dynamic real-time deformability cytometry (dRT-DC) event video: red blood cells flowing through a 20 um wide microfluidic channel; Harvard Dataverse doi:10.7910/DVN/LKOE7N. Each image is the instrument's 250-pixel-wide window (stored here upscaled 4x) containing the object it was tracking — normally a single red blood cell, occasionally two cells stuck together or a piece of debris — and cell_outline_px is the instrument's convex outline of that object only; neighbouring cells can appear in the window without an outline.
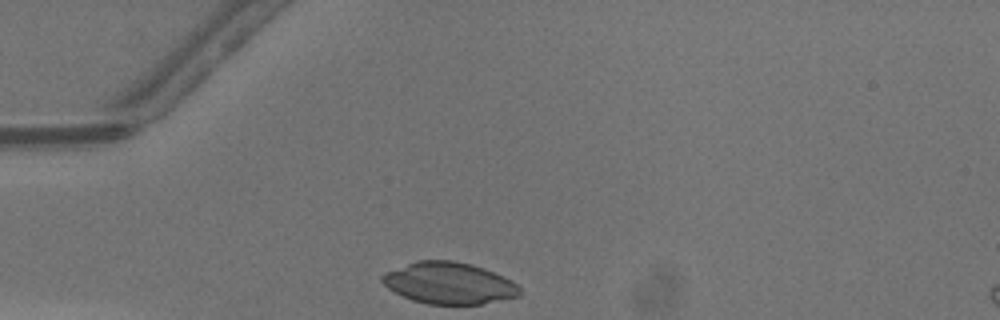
{"species": "common noctule bat (a hibernating species)", "species_latin": "Nyctalus noctula", "temperature_condition": "warm", "stored_images_in_passage": 26, "camera_frame_rate_fps": 3000, "um_per_image_px": 0.085, "animal": {"sex": "male", "body_mass_g": 13.3}, "frame": {"image": 1, "passage_image": 1, "time_ms": 0.0, "image_size_px": [1000, 320], "cell_outline_px": [[520, 296], [480, 304], [428, 304], [412, 300], [388, 288], [380, 280], [380, 276], [384, 272], [416, 260], [452, 260], [472, 264], [484, 268], [504, 276], [512, 280], [520, 288]], "centroid_in_image_um": [38.16, 24.05], "position_along_channel_um": 46.8, "area_um2": 33.47}}
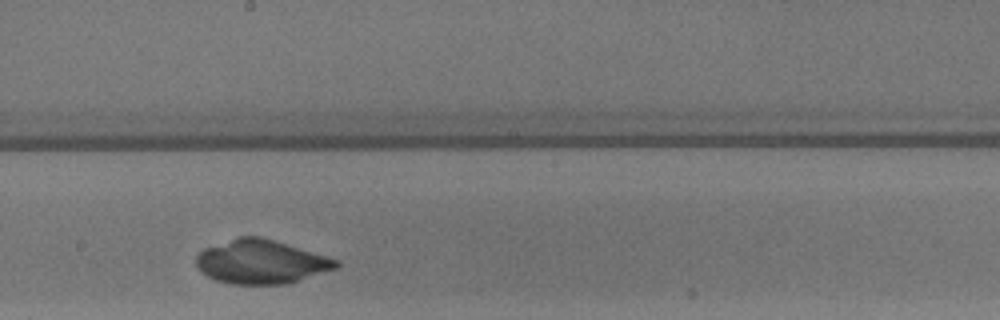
{"frame": {"image": 2, "passage_image": 15, "time_ms": 4.667, "image_size_px": [1000, 320], "cell_outline_px": [[340, 264], [336, 268], [288, 284], [232, 284], [216, 280], [200, 272], [196, 264], [196, 256], [204, 248], [240, 236], [260, 236], [340, 260]], "centroid_in_image_um": [22.18, 22.26], "position_along_channel_um": 226.0, "area_um2": 35.6}}
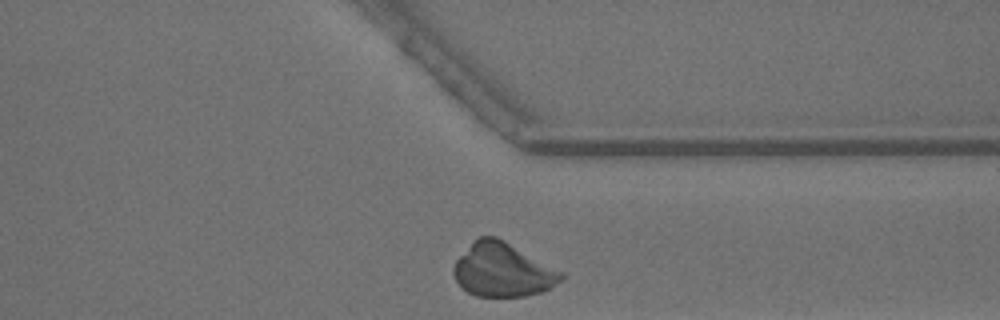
{"frame": {"image": 3, "passage_image": 25, "time_ms": 8.0, "image_size_px": [1000, 320], "cell_outline_px": [[564, 276], [560, 280], [544, 292], [524, 296], [476, 296], [468, 292], [456, 280], [452, 272], [452, 268], [456, 260], [472, 240], [480, 236], [496, 236], [564, 272]], "centroid_in_image_um": [42.71, 22.93], "position_along_channel_um": 368.7, "area_um2": 33.64}}